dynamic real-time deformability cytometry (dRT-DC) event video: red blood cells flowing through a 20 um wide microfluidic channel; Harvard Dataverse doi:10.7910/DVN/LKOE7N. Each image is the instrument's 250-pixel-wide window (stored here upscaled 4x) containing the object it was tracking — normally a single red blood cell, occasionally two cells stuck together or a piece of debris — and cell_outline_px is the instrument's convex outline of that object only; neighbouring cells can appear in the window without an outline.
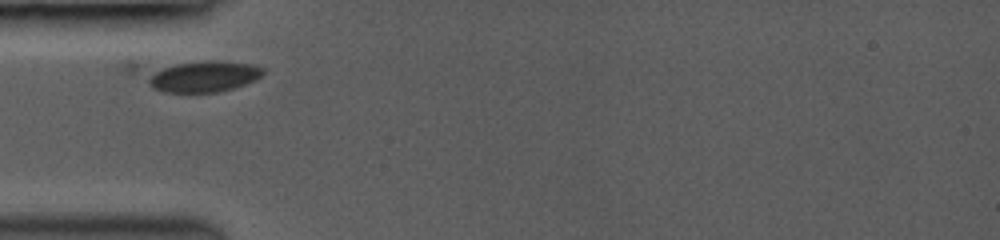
{"species": "common noctule bat (a hibernating species)", "species_latin": "Nyctalus noctula", "temperature_condition": "room temperature", "stored_images_in_passage": 2, "camera_frame_rate_fps": 3000, "um_per_image_px": 0.085, "animal": {"sex": "female", "body_mass_g": 19.0, "forearm_length_mm": 53.3}, "frame": {"image": 1, "passage_image": 1, "time_ms": 0.0, "image_size_px": [1000, 240], "cell_outline_px": [[264, 72], [256, 80], [220, 92], [164, 92], [152, 88], [120, 72], [120, 68], [128, 60], [224, 60], [252, 64], [264, 68]], "centroid_in_image_um": [16.28, 6.34], "position_along_channel_um": 68.7, "area_um2": 26.7}}